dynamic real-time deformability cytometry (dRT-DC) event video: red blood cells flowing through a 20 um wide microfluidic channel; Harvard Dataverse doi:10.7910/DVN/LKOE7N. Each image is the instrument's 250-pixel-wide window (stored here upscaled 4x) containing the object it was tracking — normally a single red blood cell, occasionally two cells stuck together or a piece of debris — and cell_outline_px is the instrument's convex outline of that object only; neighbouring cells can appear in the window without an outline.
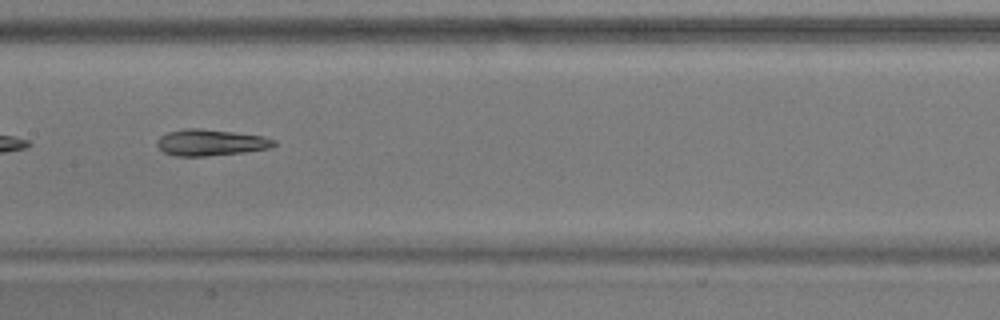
{"species": "common noctule bat (a hibernating species)", "species_latin": "Nyctalus noctula", "temperature_condition": "warm", "stored_images_in_passage": 40, "camera_frame_rate_fps": 3000, "um_per_image_px": 0.085, "animal": {"sex": "male", "body_mass_g": 17.9}, "frame": {"image": 1, "passage_image": 12, "time_ms": 3.667, "image_size_px": [1000, 320], "cell_outline_px": [[276, 144], [268, 148], [244, 152], [204, 156], [176, 156], [164, 152], [156, 144], [156, 140], [160, 136], [168, 132], [184, 128], [200, 128], [264, 136], [276, 140]], "centroid_in_image_um": [17.88, 12.11], "position_along_channel_um": 189.5, "area_um2": 17.86}}
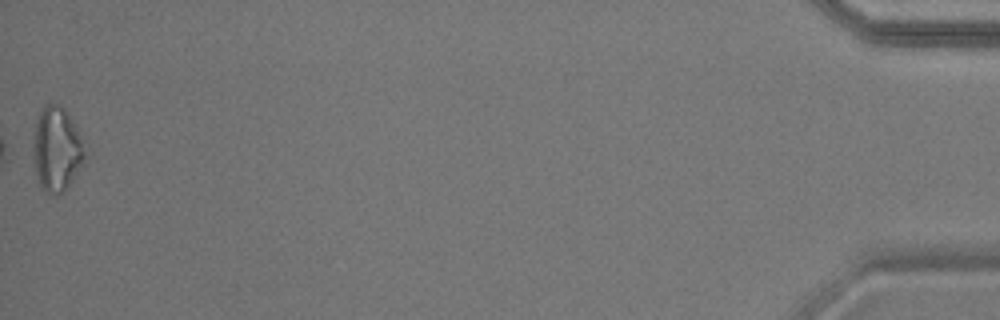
{"frame": {"image": 2, "passage_image": 40, "time_ms": 13.0, "image_size_px": [1000, 320], "cell_outline_px": [[84, 164], [60, 196], [56, 196], [40, 188], [32, 160], [32, 144], [36, 124], [40, 112], [44, 104], [56, 104], [64, 108], [72, 120], [80, 140], [84, 152]], "centroid_in_image_um": [4.77, 12.73], "position_along_channel_um": 430.4, "area_um2": 25.26}, "authors_computed_cell_mechanics": {"area_um2": 18.3515, "velocity_mm_per_s": 3.6463, "shape_relaxation_time_tau1_ms": null, "shape_relaxation_time_tau2_ms": 5.6728, "deformation_change_tau1": null, "deformation_change_tau2": 0.1502}}